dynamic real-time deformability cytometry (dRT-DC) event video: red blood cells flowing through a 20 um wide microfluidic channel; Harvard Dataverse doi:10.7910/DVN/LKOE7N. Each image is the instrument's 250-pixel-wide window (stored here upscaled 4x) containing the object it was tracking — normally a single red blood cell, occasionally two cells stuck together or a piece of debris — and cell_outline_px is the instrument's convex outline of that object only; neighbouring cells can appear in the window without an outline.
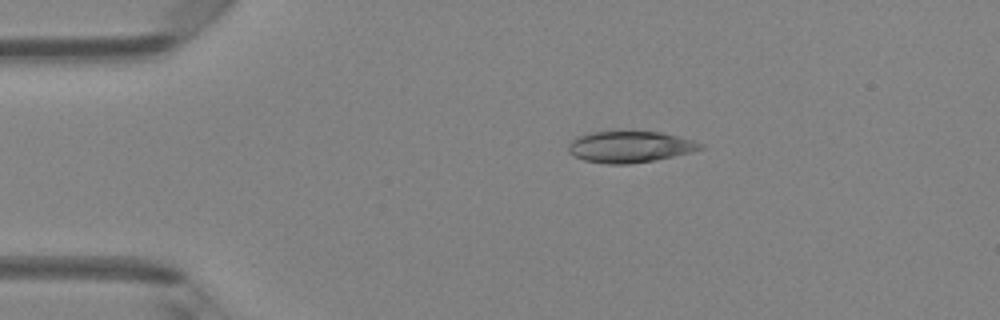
{"species": "Egyptian fruit bat (a non-hibernating species)", "species_latin": "Rousettus aegyptiacus", "temperature_condition": "room temperature", "stored_images_in_passage": 4, "camera_frame_rate_fps": 3000, "um_per_image_px": 0.085, "animal": {"sex": "female"}, "frame": {"image": 1, "passage_image": 3, "time_ms": 0.667, "image_size_px": [1000, 320], "cell_outline_px": [[704, 148], [656, 160], [628, 164], [608, 164], [584, 160], [572, 156], [568, 152], [568, 144], [576, 136], [588, 132], [660, 132], [692, 140], [704, 144]], "centroid_in_image_um": [53.48, 12.48], "position_along_channel_um": 31.5, "area_um2": 23.99}}